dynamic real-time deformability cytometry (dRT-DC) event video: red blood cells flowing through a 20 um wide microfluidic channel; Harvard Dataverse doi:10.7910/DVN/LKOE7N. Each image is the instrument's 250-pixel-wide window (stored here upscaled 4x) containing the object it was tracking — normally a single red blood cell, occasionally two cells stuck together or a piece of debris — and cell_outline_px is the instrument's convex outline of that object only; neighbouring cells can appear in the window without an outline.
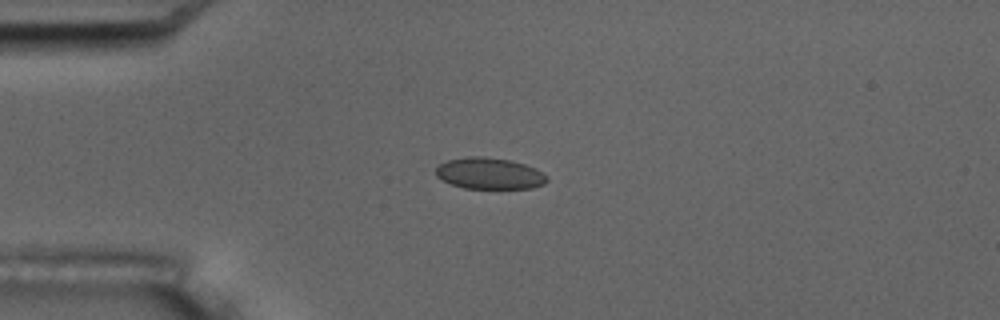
{"species": "common noctule bat (a hibernating species)", "species_latin": "Nyctalus noctula", "temperature_condition": "room temperature", "stored_images_in_passage": 6, "camera_frame_rate_fps": 3000, "um_per_image_px": 0.085, "animal": {"sex": "male", "body_mass_g": 17.5, "forearm_length_mm": 52.3}, "frame": {"image": 1, "passage_image": 5, "time_ms": 4.667, "image_size_px": [1000, 320], "cell_outline_px": [[548, 180], [544, 184], [532, 188], [464, 188], [452, 184], [436, 176], [436, 168], [440, 164], [448, 160], [468, 156], [480, 156], [508, 160], [524, 164], [536, 168], [548, 176]], "centroid_in_image_um": [41.63, 14.74], "position_along_channel_um": 43.4, "area_um2": 20.17}}